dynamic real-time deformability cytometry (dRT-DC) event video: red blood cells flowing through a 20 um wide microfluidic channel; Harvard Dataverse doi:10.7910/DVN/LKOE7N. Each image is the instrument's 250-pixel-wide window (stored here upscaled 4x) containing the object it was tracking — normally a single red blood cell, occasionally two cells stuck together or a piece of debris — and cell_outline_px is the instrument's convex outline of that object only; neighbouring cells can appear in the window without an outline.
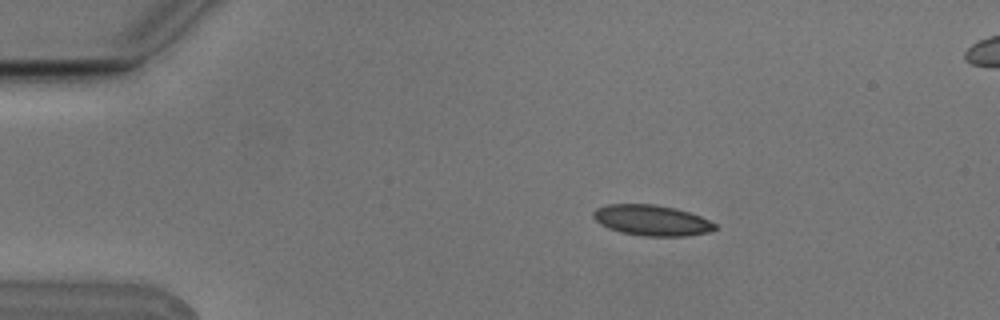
{"species": "Egyptian fruit bat (a non-hibernating species)", "species_latin": "Rousettus aegyptiacus", "temperature_condition": "cold", "stored_images_in_passage": 4, "camera_frame_rate_fps": 3000, "um_per_image_px": 0.085, "animal": {"sex": "male"}, "frame": {"image": 1, "passage_image": 1, "time_ms": 0.0, "image_size_px": [1000, 320], "cell_outline_px": [[716, 228], [708, 232], [684, 236], [644, 236], [620, 232], [608, 228], [600, 224], [592, 216], [592, 212], [596, 208], [608, 204], [656, 204], [676, 208], [700, 216], [716, 224]], "centroid_in_image_um": [55.36, 18.72], "position_along_channel_um": 29.6, "area_um2": 21.73}}